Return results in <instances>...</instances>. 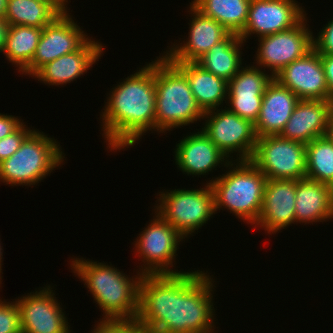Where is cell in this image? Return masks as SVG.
<instances>
[{"label": "cell", "instance_id": "21", "mask_svg": "<svg viewBox=\"0 0 333 333\" xmlns=\"http://www.w3.org/2000/svg\"><path fill=\"white\" fill-rule=\"evenodd\" d=\"M331 111V100H299L280 136L305 144L326 136Z\"/></svg>", "mask_w": 333, "mask_h": 333}, {"label": "cell", "instance_id": "9", "mask_svg": "<svg viewBox=\"0 0 333 333\" xmlns=\"http://www.w3.org/2000/svg\"><path fill=\"white\" fill-rule=\"evenodd\" d=\"M250 161L267 179L306 177V144L280 135L258 137Z\"/></svg>", "mask_w": 333, "mask_h": 333}, {"label": "cell", "instance_id": "15", "mask_svg": "<svg viewBox=\"0 0 333 333\" xmlns=\"http://www.w3.org/2000/svg\"><path fill=\"white\" fill-rule=\"evenodd\" d=\"M274 79L300 100H331L321 55L315 48L284 67Z\"/></svg>", "mask_w": 333, "mask_h": 333}, {"label": "cell", "instance_id": "36", "mask_svg": "<svg viewBox=\"0 0 333 333\" xmlns=\"http://www.w3.org/2000/svg\"><path fill=\"white\" fill-rule=\"evenodd\" d=\"M49 4L59 15L68 13V0H37Z\"/></svg>", "mask_w": 333, "mask_h": 333}, {"label": "cell", "instance_id": "7", "mask_svg": "<svg viewBox=\"0 0 333 333\" xmlns=\"http://www.w3.org/2000/svg\"><path fill=\"white\" fill-rule=\"evenodd\" d=\"M203 188L174 189L159 192L154 206L156 211L184 238L210 221L215 211L214 195L210 184Z\"/></svg>", "mask_w": 333, "mask_h": 333}, {"label": "cell", "instance_id": "14", "mask_svg": "<svg viewBox=\"0 0 333 333\" xmlns=\"http://www.w3.org/2000/svg\"><path fill=\"white\" fill-rule=\"evenodd\" d=\"M306 15L296 0H251L246 25L239 37L246 42L254 34L260 38L286 31Z\"/></svg>", "mask_w": 333, "mask_h": 333}, {"label": "cell", "instance_id": "18", "mask_svg": "<svg viewBox=\"0 0 333 333\" xmlns=\"http://www.w3.org/2000/svg\"><path fill=\"white\" fill-rule=\"evenodd\" d=\"M296 180L267 179L257 223L268 234H276L295 222Z\"/></svg>", "mask_w": 333, "mask_h": 333}, {"label": "cell", "instance_id": "20", "mask_svg": "<svg viewBox=\"0 0 333 333\" xmlns=\"http://www.w3.org/2000/svg\"><path fill=\"white\" fill-rule=\"evenodd\" d=\"M92 37L78 50L60 56L39 68L32 76L45 85L62 86L90 70L104 52V45Z\"/></svg>", "mask_w": 333, "mask_h": 333}, {"label": "cell", "instance_id": "17", "mask_svg": "<svg viewBox=\"0 0 333 333\" xmlns=\"http://www.w3.org/2000/svg\"><path fill=\"white\" fill-rule=\"evenodd\" d=\"M189 8V13L193 17L188 23L189 35L187 40H183V43L180 44L173 43L171 47L169 46L168 51L166 50L163 54L171 62H196L230 33L216 20L198 11L191 3Z\"/></svg>", "mask_w": 333, "mask_h": 333}, {"label": "cell", "instance_id": "27", "mask_svg": "<svg viewBox=\"0 0 333 333\" xmlns=\"http://www.w3.org/2000/svg\"><path fill=\"white\" fill-rule=\"evenodd\" d=\"M42 34V28L9 25L3 55L22 72L33 60L37 45Z\"/></svg>", "mask_w": 333, "mask_h": 333}, {"label": "cell", "instance_id": "41", "mask_svg": "<svg viewBox=\"0 0 333 333\" xmlns=\"http://www.w3.org/2000/svg\"><path fill=\"white\" fill-rule=\"evenodd\" d=\"M142 333H153V332L142 330Z\"/></svg>", "mask_w": 333, "mask_h": 333}, {"label": "cell", "instance_id": "34", "mask_svg": "<svg viewBox=\"0 0 333 333\" xmlns=\"http://www.w3.org/2000/svg\"><path fill=\"white\" fill-rule=\"evenodd\" d=\"M23 122L18 116L0 113V140L16 131Z\"/></svg>", "mask_w": 333, "mask_h": 333}, {"label": "cell", "instance_id": "22", "mask_svg": "<svg viewBox=\"0 0 333 333\" xmlns=\"http://www.w3.org/2000/svg\"><path fill=\"white\" fill-rule=\"evenodd\" d=\"M299 100L290 89L273 78L263 94L260 113L254 124L257 137L280 135Z\"/></svg>", "mask_w": 333, "mask_h": 333}, {"label": "cell", "instance_id": "40", "mask_svg": "<svg viewBox=\"0 0 333 333\" xmlns=\"http://www.w3.org/2000/svg\"><path fill=\"white\" fill-rule=\"evenodd\" d=\"M0 240H1V239H0ZM2 250H3V249H2V246H1V243H0V285H1V283H2V280H1V279H2V277H1L2 275H1V274H3V273H2V265H3V264L1 263V262H3V260H2V257H3V255H2V254H3V251H2ZM0 287H1V286H0Z\"/></svg>", "mask_w": 333, "mask_h": 333}, {"label": "cell", "instance_id": "25", "mask_svg": "<svg viewBox=\"0 0 333 333\" xmlns=\"http://www.w3.org/2000/svg\"><path fill=\"white\" fill-rule=\"evenodd\" d=\"M244 41L235 33H229L222 41L216 43L196 63L204 70L229 82L242 67Z\"/></svg>", "mask_w": 333, "mask_h": 333}, {"label": "cell", "instance_id": "23", "mask_svg": "<svg viewBox=\"0 0 333 333\" xmlns=\"http://www.w3.org/2000/svg\"><path fill=\"white\" fill-rule=\"evenodd\" d=\"M333 218V187L308 178L296 180L295 222L309 224Z\"/></svg>", "mask_w": 333, "mask_h": 333}, {"label": "cell", "instance_id": "24", "mask_svg": "<svg viewBox=\"0 0 333 333\" xmlns=\"http://www.w3.org/2000/svg\"><path fill=\"white\" fill-rule=\"evenodd\" d=\"M187 77L200 109L205 113L227 102L228 82L204 70L196 62H173Z\"/></svg>", "mask_w": 333, "mask_h": 333}, {"label": "cell", "instance_id": "4", "mask_svg": "<svg viewBox=\"0 0 333 333\" xmlns=\"http://www.w3.org/2000/svg\"><path fill=\"white\" fill-rule=\"evenodd\" d=\"M226 168L225 174L207 182L213 191L215 211L230 210L254 226L261 213L267 178L250 160H231Z\"/></svg>", "mask_w": 333, "mask_h": 333}, {"label": "cell", "instance_id": "1", "mask_svg": "<svg viewBox=\"0 0 333 333\" xmlns=\"http://www.w3.org/2000/svg\"><path fill=\"white\" fill-rule=\"evenodd\" d=\"M207 273L143 275L135 322L153 333H215V281Z\"/></svg>", "mask_w": 333, "mask_h": 333}, {"label": "cell", "instance_id": "13", "mask_svg": "<svg viewBox=\"0 0 333 333\" xmlns=\"http://www.w3.org/2000/svg\"><path fill=\"white\" fill-rule=\"evenodd\" d=\"M70 14L58 15L42 28L33 60L20 74L32 77L46 63L80 49L90 39Z\"/></svg>", "mask_w": 333, "mask_h": 333}, {"label": "cell", "instance_id": "32", "mask_svg": "<svg viewBox=\"0 0 333 333\" xmlns=\"http://www.w3.org/2000/svg\"><path fill=\"white\" fill-rule=\"evenodd\" d=\"M142 330L135 321L98 322L91 333H142Z\"/></svg>", "mask_w": 333, "mask_h": 333}, {"label": "cell", "instance_id": "29", "mask_svg": "<svg viewBox=\"0 0 333 333\" xmlns=\"http://www.w3.org/2000/svg\"><path fill=\"white\" fill-rule=\"evenodd\" d=\"M306 178L333 187V143L327 136L306 144Z\"/></svg>", "mask_w": 333, "mask_h": 333}, {"label": "cell", "instance_id": "2", "mask_svg": "<svg viewBox=\"0 0 333 333\" xmlns=\"http://www.w3.org/2000/svg\"><path fill=\"white\" fill-rule=\"evenodd\" d=\"M107 97L100 123L110 151L133 147L148 131H155V60L125 77Z\"/></svg>", "mask_w": 333, "mask_h": 333}, {"label": "cell", "instance_id": "19", "mask_svg": "<svg viewBox=\"0 0 333 333\" xmlns=\"http://www.w3.org/2000/svg\"><path fill=\"white\" fill-rule=\"evenodd\" d=\"M190 133L179 140L174 149L175 163L188 176H203L219 166L226 167L231 161L202 131ZM223 164V165H222ZM222 165V166H220Z\"/></svg>", "mask_w": 333, "mask_h": 333}, {"label": "cell", "instance_id": "35", "mask_svg": "<svg viewBox=\"0 0 333 333\" xmlns=\"http://www.w3.org/2000/svg\"><path fill=\"white\" fill-rule=\"evenodd\" d=\"M321 62L324 68L326 76L327 86L331 95V101L333 99V54H320Z\"/></svg>", "mask_w": 333, "mask_h": 333}, {"label": "cell", "instance_id": "12", "mask_svg": "<svg viewBox=\"0 0 333 333\" xmlns=\"http://www.w3.org/2000/svg\"><path fill=\"white\" fill-rule=\"evenodd\" d=\"M42 288L15 299L21 333H71L68 318L55 297L56 293L51 290L53 288L49 285Z\"/></svg>", "mask_w": 333, "mask_h": 333}, {"label": "cell", "instance_id": "30", "mask_svg": "<svg viewBox=\"0 0 333 333\" xmlns=\"http://www.w3.org/2000/svg\"><path fill=\"white\" fill-rule=\"evenodd\" d=\"M0 333H21L20 313L16 300L0 299Z\"/></svg>", "mask_w": 333, "mask_h": 333}, {"label": "cell", "instance_id": "16", "mask_svg": "<svg viewBox=\"0 0 333 333\" xmlns=\"http://www.w3.org/2000/svg\"><path fill=\"white\" fill-rule=\"evenodd\" d=\"M262 70L254 64L242 66L228 82L226 108L253 124L258 119L266 87L274 78Z\"/></svg>", "mask_w": 333, "mask_h": 333}, {"label": "cell", "instance_id": "10", "mask_svg": "<svg viewBox=\"0 0 333 333\" xmlns=\"http://www.w3.org/2000/svg\"><path fill=\"white\" fill-rule=\"evenodd\" d=\"M224 108L204 113L202 131L229 160H233L230 155L236 152L237 161L250 160L258 138L254 124L229 111L226 106Z\"/></svg>", "mask_w": 333, "mask_h": 333}, {"label": "cell", "instance_id": "11", "mask_svg": "<svg viewBox=\"0 0 333 333\" xmlns=\"http://www.w3.org/2000/svg\"><path fill=\"white\" fill-rule=\"evenodd\" d=\"M306 18L291 29L258 38L259 47L253 64L264 71L267 68L269 72L270 69L274 77L284 67L310 52L314 48V35Z\"/></svg>", "mask_w": 333, "mask_h": 333}, {"label": "cell", "instance_id": "6", "mask_svg": "<svg viewBox=\"0 0 333 333\" xmlns=\"http://www.w3.org/2000/svg\"><path fill=\"white\" fill-rule=\"evenodd\" d=\"M64 158L60 143L35 129L11 157L0 163V182L31 187L63 164Z\"/></svg>", "mask_w": 333, "mask_h": 333}, {"label": "cell", "instance_id": "31", "mask_svg": "<svg viewBox=\"0 0 333 333\" xmlns=\"http://www.w3.org/2000/svg\"><path fill=\"white\" fill-rule=\"evenodd\" d=\"M34 129L29 128L23 123L16 131L12 134L2 138L0 140V163L7 158L11 157L21 146L24 139Z\"/></svg>", "mask_w": 333, "mask_h": 333}, {"label": "cell", "instance_id": "26", "mask_svg": "<svg viewBox=\"0 0 333 333\" xmlns=\"http://www.w3.org/2000/svg\"><path fill=\"white\" fill-rule=\"evenodd\" d=\"M250 2L251 0H194L190 3L230 33L239 35L246 25Z\"/></svg>", "mask_w": 333, "mask_h": 333}, {"label": "cell", "instance_id": "3", "mask_svg": "<svg viewBox=\"0 0 333 333\" xmlns=\"http://www.w3.org/2000/svg\"><path fill=\"white\" fill-rule=\"evenodd\" d=\"M71 260L72 272L84 282V286L89 289L95 303L97 302V306L103 312L100 322L136 320L139 310V286L143 276L139 270L135 277H130L112 264L82 257Z\"/></svg>", "mask_w": 333, "mask_h": 333}, {"label": "cell", "instance_id": "38", "mask_svg": "<svg viewBox=\"0 0 333 333\" xmlns=\"http://www.w3.org/2000/svg\"><path fill=\"white\" fill-rule=\"evenodd\" d=\"M326 136L333 143V110L331 111L330 116H329L328 128H327V131H326Z\"/></svg>", "mask_w": 333, "mask_h": 333}, {"label": "cell", "instance_id": "37", "mask_svg": "<svg viewBox=\"0 0 333 333\" xmlns=\"http://www.w3.org/2000/svg\"><path fill=\"white\" fill-rule=\"evenodd\" d=\"M9 29V24L4 18H0V53H2L5 42L7 39V33Z\"/></svg>", "mask_w": 333, "mask_h": 333}, {"label": "cell", "instance_id": "28", "mask_svg": "<svg viewBox=\"0 0 333 333\" xmlns=\"http://www.w3.org/2000/svg\"><path fill=\"white\" fill-rule=\"evenodd\" d=\"M58 15L49 4L37 0H7L4 19L9 25L43 28Z\"/></svg>", "mask_w": 333, "mask_h": 333}, {"label": "cell", "instance_id": "8", "mask_svg": "<svg viewBox=\"0 0 333 333\" xmlns=\"http://www.w3.org/2000/svg\"><path fill=\"white\" fill-rule=\"evenodd\" d=\"M154 212L152 220L134 241V252L138 253L139 261L144 262V267L141 265L142 269L139 268V272L142 275L183 273L184 271L178 272L171 267H175L173 262H176L178 245L182 241L185 242V238L156 211Z\"/></svg>", "mask_w": 333, "mask_h": 333}, {"label": "cell", "instance_id": "5", "mask_svg": "<svg viewBox=\"0 0 333 333\" xmlns=\"http://www.w3.org/2000/svg\"><path fill=\"white\" fill-rule=\"evenodd\" d=\"M155 60V131L165 133L201 121L198 106L186 75L165 55Z\"/></svg>", "mask_w": 333, "mask_h": 333}, {"label": "cell", "instance_id": "33", "mask_svg": "<svg viewBox=\"0 0 333 333\" xmlns=\"http://www.w3.org/2000/svg\"><path fill=\"white\" fill-rule=\"evenodd\" d=\"M333 19V18H332ZM327 21L317 37H313L314 48L320 54H333V20Z\"/></svg>", "mask_w": 333, "mask_h": 333}, {"label": "cell", "instance_id": "39", "mask_svg": "<svg viewBox=\"0 0 333 333\" xmlns=\"http://www.w3.org/2000/svg\"><path fill=\"white\" fill-rule=\"evenodd\" d=\"M7 0H0V18H4Z\"/></svg>", "mask_w": 333, "mask_h": 333}]
</instances>
